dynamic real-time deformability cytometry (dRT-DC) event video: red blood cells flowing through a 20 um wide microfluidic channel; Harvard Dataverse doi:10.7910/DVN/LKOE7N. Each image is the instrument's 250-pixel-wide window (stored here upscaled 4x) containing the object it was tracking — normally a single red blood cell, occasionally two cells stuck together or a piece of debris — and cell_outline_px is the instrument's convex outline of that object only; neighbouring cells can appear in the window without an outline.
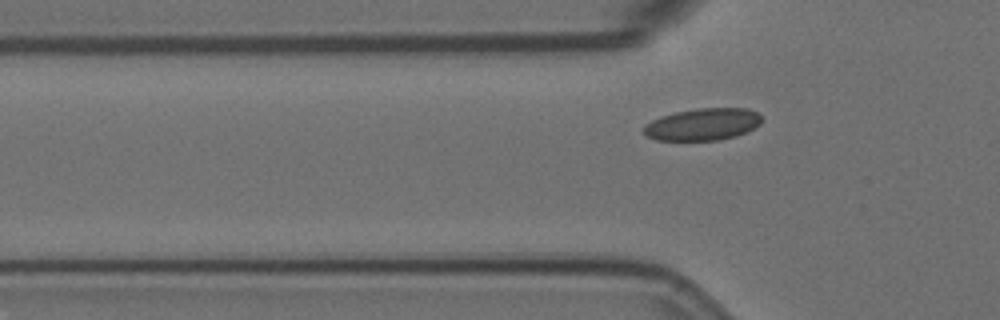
{"species": "Egyptian fruit bat (a non-hibernating species)", "species_latin": "Rousettus aegyptiacus", "temperature_condition": "room temperature", "stored_images_in_passage": 2, "camera_frame_rate_fps": 3000, "um_per_image_px": 0.085, "animal": {"sex": "female"}, "frame": {"image": 1, "passage_image": 2, "time_ms": 0.333, "image_size_px": [1000, 320], "cell_outline_px": [[760, 124], [748, 132], [736, 136], [716, 140], [656, 140], [648, 136], [644, 132], [644, 124], [660, 116], [676, 112], [696, 108], [748, 108], [756, 112], [760, 116]], "centroid_in_image_um": [59.73, 10.56], "position_along_channel_um": 66.1, "area_um2": 22.02}}